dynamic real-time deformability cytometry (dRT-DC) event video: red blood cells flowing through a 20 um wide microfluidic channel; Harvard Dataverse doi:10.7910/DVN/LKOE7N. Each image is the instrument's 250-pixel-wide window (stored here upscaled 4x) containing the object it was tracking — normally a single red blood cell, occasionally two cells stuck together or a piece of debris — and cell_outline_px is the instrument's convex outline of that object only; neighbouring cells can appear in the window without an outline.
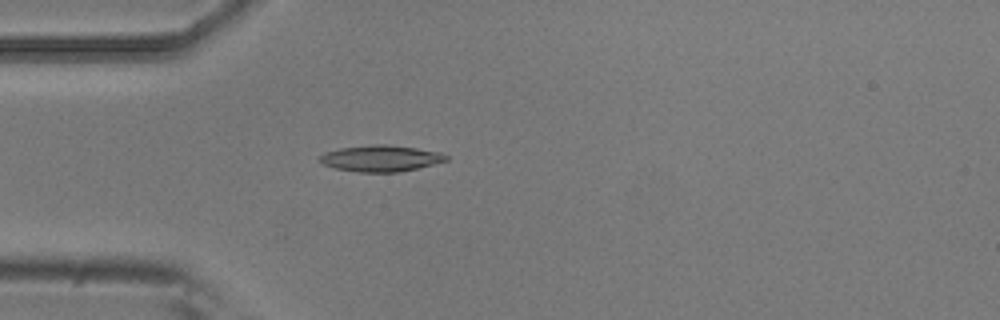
{"species": "common noctule bat (a hibernating species)", "species_latin": "Nyctalus noctula", "temperature_condition": "room temperature", "stored_images_in_passage": 4, "camera_frame_rate_fps": 3000, "um_per_image_px": 0.085, "animal": {"sex": "male", "body_mass_g": 20.5, "forearm_length_mm": 52.5}, "frame": {"image": 1, "passage_image": 4, "time_ms": 1.0, "image_size_px": [1000, 320], "cell_outline_px": [[448, 160], [400, 172], [360, 172], [336, 168], [324, 164], [320, 160], [320, 156], [324, 152], [340, 148], [376, 144], [388, 144], [416, 148], [440, 152], [448, 156]], "centroid_in_image_um": [32.38, 13.45], "position_along_channel_um": 52.6, "area_um2": 19.13}}